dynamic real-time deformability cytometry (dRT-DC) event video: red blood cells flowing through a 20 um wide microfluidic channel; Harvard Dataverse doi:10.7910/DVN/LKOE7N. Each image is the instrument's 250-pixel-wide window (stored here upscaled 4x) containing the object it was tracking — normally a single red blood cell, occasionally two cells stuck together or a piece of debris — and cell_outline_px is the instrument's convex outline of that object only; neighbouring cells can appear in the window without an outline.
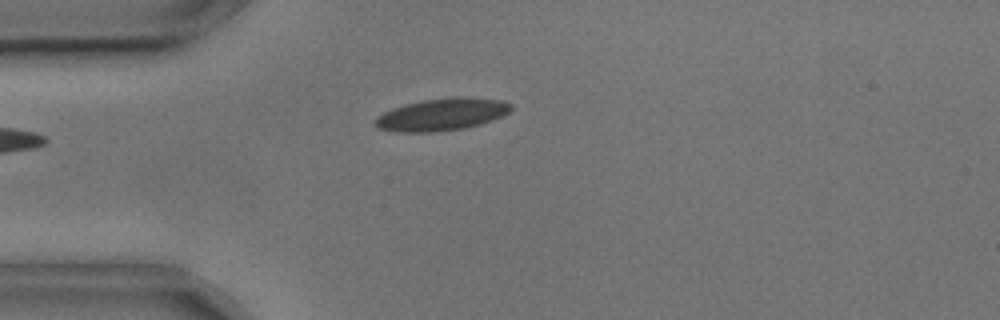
{"species": "common noctule bat (a hibernating species)", "species_latin": "Nyctalus noctula", "temperature_condition": "cold", "stored_images_in_passage": 3, "camera_frame_rate_fps": 3000, "um_per_image_px": 0.085, "animal": {"sex": "male", "body_mass_g": 17.9, "forearm_length_mm": 54.2}, "frame": {"image": 1, "passage_image": 3, "time_ms": 0.667, "image_size_px": [1000, 320], "cell_outline_px": [[512, 108], [508, 112], [492, 120], [480, 124], [464, 128], [436, 132], [396, 132], [376, 128], [372, 124], [372, 120], [376, 116], [392, 108], [404, 104], [424, 100], [500, 100], [512, 104]], "centroid_in_image_um": [37.4, 9.8], "position_along_channel_um": 47.6, "area_um2": 24.57}}